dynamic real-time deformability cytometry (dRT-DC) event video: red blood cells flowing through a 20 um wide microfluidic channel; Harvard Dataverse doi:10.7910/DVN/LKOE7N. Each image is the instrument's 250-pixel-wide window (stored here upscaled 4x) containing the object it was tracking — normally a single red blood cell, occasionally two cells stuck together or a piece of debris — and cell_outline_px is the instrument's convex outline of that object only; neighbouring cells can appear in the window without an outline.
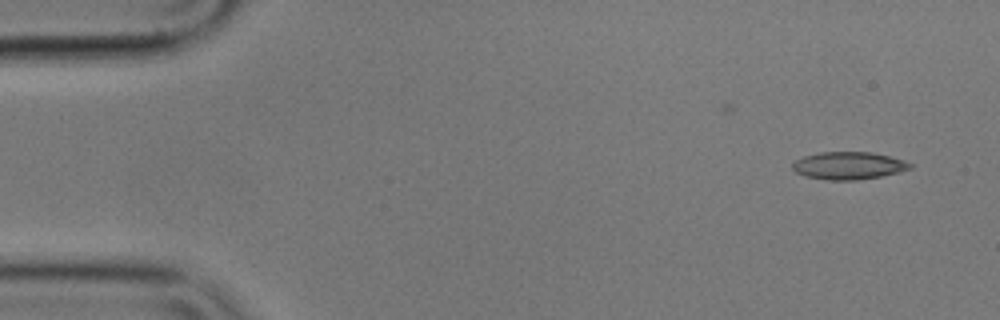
{"species": "common noctule bat (a hibernating species)", "species_latin": "Nyctalus noctula", "temperature_condition": "cold", "stored_images_in_passage": 10, "camera_frame_rate_fps": 3000, "um_per_image_px": 0.085, "animal": {"sex": "male", "body_mass_g": 17.9}, "frame": {"image": 1, "passage_image": 1, "time_ms": 0.0, "image_size_px": [1000, 320], "cell_outline_px": [[912, 168], [880, 176], [856, 180], [828, 180], [804, 176], [796, 172], [792, 168], [792, 164], [796, 160], [804, 156], [820, 152], [872, 152], [904, 160], [912, 164]], "centroid_in_image_um": [72.1, 14.07], "position_along_channel_um": 12.9, "area_um2": 18.73}}